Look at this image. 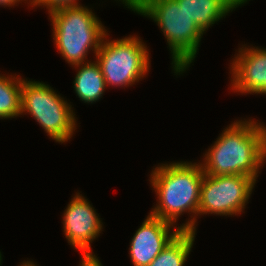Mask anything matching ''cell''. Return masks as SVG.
Masks as SVG:
<instances>
[{
  "instance_id": "6da1fadb",
  "label": "cell",
  "mask_w": 266,
  "mask_h": 266,
  "mask_svg": "<svg viewBox=\"0 0 266 266\" xmlns=\"http://www.w3.org/2000/svg\"><path fill=\"white\" fill-rule=\"evenodd\" d=\"M210 147L200 163L206 175H246L256 182L266 160V126L253 119L234 121Z\"/></svg>"
},
{
  "instance_id": "7a4b0ae2",
  "label": "cell",
  "mask_w": 266,
  "mask_h": 266,
  "mask_svg": "<svg viewBox=\"0 0 266 266\" xmlns=\"http://www.w3.org/2000/svg\"><path fill=\"white\" fill-rule=\"evenodd\" d=\"M150 173V184L157 195V204L149 214L173 225L184 212L192 214L178 228L196 232V217L200 202V187L204 177L200 162H171L160 164Z\"/></svg>"
},
{
  "instance_id": "3957f363",
  "label": "cell",
  "mask_w": 266,
  "mask_h": 266,
  "mask_svg": "<svg viewBox=\"0 0 266 266\" xmlns=\"http://www.w3.org/2000/svg\"><path fill=\"white\" fill-rule=\"evenodd\" d=\"M128 9L147 16L163 32L170 53L175 75L189 68L198 54L204 32L190 20L176 0H119Z\"/></svg>"
},
{
  "instance_id": "277c9868",
  "label": "cell",
  "mask_w": 266,
  "mask_h": 266,
  "mask_svg": "<svg viewBox=\"0 0 266 266\" xmlns=\"http://www.w3.org/2000/svg\"><path fill=\"white\" fill-rule=\"evenodd\" d=\"M49 16L56 48L72 66L86 63L91 50L96 55L108 32L87 6L60 8L50 12Z\"/></svg>"
},
{
  "instance_id": "5b68a950",
  "label": "cell",
  "mask_w": 266,
  "mask_h": 266,
  "mask_svg": "<svg viewBox=\"0 0 266 266\" xmlns=\"http://www.w3.org/2000/svg\"><path fill=\"white\" fill-rule=\"evenodd\" d=\"M29 113L50 138L68 142L77 128L72 105L56 91L40 81L23 79L21 86V115Z\"/></svg>"
},
{
  "instance_id": "8992f818",
  "label": "cell",
  "mask_w": 266,
  "mask_h": 266,
  "mask_svg": "<svg viewBox=\"0 0 266 266\" xmlns=\"http://www.w3.org/2000/svg\"><path fill=\"white\" fill-rule=\"evenodd\" d=\"M104 37L96 53L107 87H128L143 79L149 72V52L140 37L129 36L117 40Z\"/></svg>"
},
{
  "instance_id": "52a82bcc",
  "label": "cell",
  "mask_w": 266,
  "mask_h": 266,
  "mask_svg": "<svg viewBox=\"0 0 266 266\" xmlns=\"http://www.w3.org/2000/svg\"><path fill=\"white\" fill-rule=\"evenodd\" d=\"M255 181L246 175H206L200 187L198 216L214 214L238 215L244 212Z\"/></svg>"
},
{
  "instance_id": "ba28073f",
  "label": "cell",
  "mask_w": 266,
  "mask_h": 266,
  "mask_svg": "<svg viewBox=\"0 0 266 266\" xmlns=\"http://www.w3.org/2000/svg\"><path fill=\"white\" fill-rule=\"evenodd\" d=\"M63 232L69 245L81 254L92 253L91 243L103 231V223L90 201L76 192L63 213Z\"/></svg>"
},
{
  "instance_id": "9c48e42d",
  "label": "cell",
  "mask_w": 266,
  "mask_h": 266,
  "mask_svg": "<svg viewBox=\"0 0 266 266\" xmlns=\"http://www.w3.org/2000/svg\"><path fill=\"white\" fill-rule=\"evenodd\" d=\"M173 224L148 214L130 242V260L134 266H148L180 233ZM171 231V232H170Z\"/></svg>"
},
{
  "instance_id": "30bf717a",
  "label": "cell",
  "mask_w": 266,
  "mask_h": 266,
  "mask_svg": "<svg viewBox=\"0 0 266 266\" xmlns=\"http://www.w3.org/2000/svg\"><path fill=\"white\" fill-rule=\"evenodd\" d=\"M242 46L230 65V86L241 94L266 95V48Z\"/></svg>"
},
{
  "instance_id": "8fae6325",
  "label": "cell",
  "mask_w": 266,
  "mask_h": 266,
  "mask_svg": "<svg viewBox=\"0 0 266 266\" xmlns=\"http://www.w3.org/2000/svg\"><path fill=\"white\" fill-rule=\"evenodd\" d=\"M190 20L205 33L210 26L249 0H176Z\"/></svg>"
},
{
  "instance_id": "7c38bea8",
  "label": "cell",
  "mask_w": 266,
  "mask_h": 266,
  "mask_svg": "<svg viewBox=\"0 0 266 266\" xmlns=\"http://www.w3.org/2000/svg\"><path fill=\"white\" fill-rule=\"evenodd\" d=\"M77 70L73 88L84 103H94L102 98L107 88L100 66L96 61L74 65Z\"/></svg>"
},
{
  "instance_id": "4fadbf2b",
  "label": "cell",
  "mask_w": 266,
  "mask_h": 266,
  "mask_svg": "<svg viewBox=\"0 0 266 266\" xmlns=\"http://www.w3.org/2000/svg\"><path fill=\"white\" fill-rule=\"evenodd\" d=\"M195 233L180 231L148 266H184L192 250Z\"/></svg>"
},
{
  "instance_id": "5bb4252c",
  "label": "cell",
  "mask_w": 266,
  "mask_h": 266,
  "mask_svg": "<svg viewBox=\"0 0 266 266\" xmlns=\"http://www.w3.org/2000/svg\"><path fill=\"white\" fill-rule=\"evenodd\" d=\"M15 76L0 74V119L15 118L21 115L23 78L19 75Z\"/></svg>"
},
{
  "instance_id": "9a60e30c",
  "label": "cell",
  "mask_w": 266,
  "mask_h": 266,
  "mask_svg": "<svg viewBox=\"0 0 266 266\" xmlns=\"http://www.w3.org/2000/svg\"><path fill=\"white\" fill-rule=\"evenodd\" d=\"M78 0H36L31 7H46L48 9V14L50 12H53L55 10H58L60 8L64 7H71V6H77L80 5Z\"/></svg>"
},
{
  "instance_id": "2e32d148",
  "label": "cell",
  "mask_w": 266,
  "mask_h": 266,
  "mask_svg": "<svg viewBox=\"0 0 266 266\" xmlns=\"http://www.w3.org/2000/svg\"><path fill=\"white\" fill-rule=\"evenodd\" d=\"M80 266H103L98 257L93 253L82 254Z\"/></svg>"
},
{
  "instance_id": "e0dca14e",
  "label": "cell",
  "mask_w": 266,
  "mask_h": 266,
  "mask_svg": "<svg viewBox=\"0 0 266 266\" xmlns=\"http://www.w3.org/2000/svg\"><path fill=\"white\" fill-rule=\"evenodd\" d=\"M22 1H26V0H0V6L12 7V6H15V4L17 5L19 2H22Z\"/></svg>"
},
{
  "instance_id": "ac0fdd59",
  "label": "cell",
  "mask_w": 266,
  "mask_h": 266,
  "mask_svg": "<svg viewBox=\"0 0 266 266\" xmlns=\"http://www.w3.org/2000/svg\"><path fill=\"white\" fill-rule=\"evenodd\" d=\"M19 266H37L34 262H32L31 260H27V261H23L20 263Z\"/></svg>"
},
{
  "instance_id": "d6986e66",
  "label": "cell",
  "mask_w": 266,
  "mask_h": 266,
  "mask_svg": "<svg viewBox=\"0 0 266 266\" xmlns=\"http://www.w3.org/2000/svg\"><path fill=\"white\" fill-rule=\"evenodd\" d=\"M26 1H27V3H28V0H26ZM35 1H36V0H29V3H28V4L32 5Z\"/></svg>"
},
{
  "instance_id": "ffe728a7",
  "label": "cell",
  "mask_w": 266,
  "mask_h": 266,
  "mask_svg": "<svg viewBox=\"0 0 266 266\" xmlns=\"http://www.w3.org/2000/svg\"><path fill=\"white\" fill-rule=\"evenodd\" d=\"M1 263H2V254L0 252V265H1Z\"/></svg>"
}]
</instances>
